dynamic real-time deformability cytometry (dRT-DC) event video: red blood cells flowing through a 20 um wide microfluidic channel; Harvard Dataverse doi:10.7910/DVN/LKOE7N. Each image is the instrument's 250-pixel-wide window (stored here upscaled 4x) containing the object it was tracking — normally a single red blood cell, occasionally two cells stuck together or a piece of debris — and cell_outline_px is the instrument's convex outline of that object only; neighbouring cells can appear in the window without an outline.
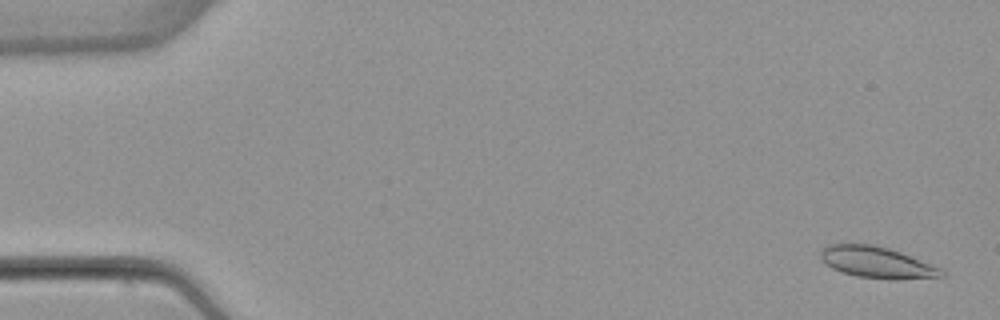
{"species": "common noctule bat (a hibernating species)", "species_latin": "Nyctalus noctula", "temperature_condition": "warm", "stored_images_in_passage": 53, "camera_frame_rate_fps": 3000, "um_per_image_px": 0.085, "animal": {"sex": "female", "body_mass_g": 22.7, "forearm_length_mm": 54.2}, "frame": {"image": 1, "passage_image": 2, "time_ms": 0.333, "image_size_px": [1000, 320], "cell_outline_px": [[948, 276], [896, 280], [892, 280], [856, 276], [832, 268], [820, 260], [820, 252], [828, 244], [872, 244], [888, 248], [900, 252], [940, 268], [948, 272]], "centroid_in_image_um": [74.56, 22.32], "position_along_channel_um": 10.4, "area_um2": 22.14}}
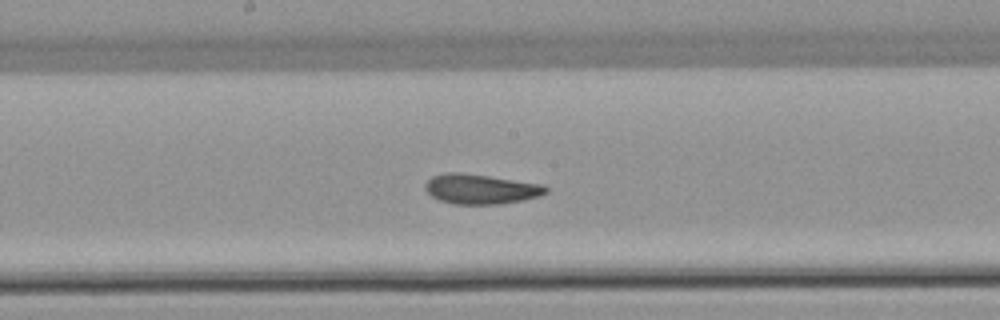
{"frame": {"image": 2, "passage_image": 28, "time_ms": 9.0, "image_size_px": [1000, 320], "cell_outline_px": [[548, 192], [540, 196], [520, 200], [496, 204], [456, 204], [440, 200], [432, 196], [424, 188], [424, 184], [432, 176], [444, 172], [460, 172], [544, 184], [548, 188]], "centroid_in_image_um": [40.85, 16.05], "position_along_channel_um": 207.3, "area_um2": 20.92}}
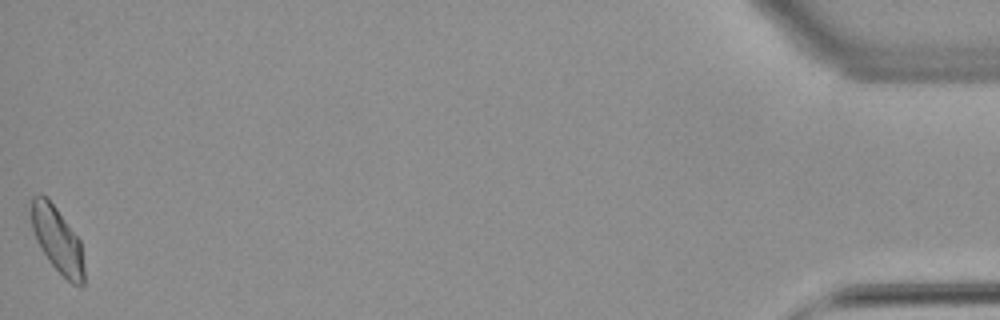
{"frame": {"image": 3, "passage_image": 53, "time_ms": 17.333, "image_size_px": [1000, 320], "cell_outline_px": [[84, 284], [72, 284], [48, 260], [40, 248], [36, 240], [32, 228], [28, 212], [28, 204], [32, 196], [40, 192], [48, 196], [80, 240], [84, 268]], "centroid_in_image_um": [4.8, 20.26], "position_along_channel_um": 430.4, "area_um2": 20.69}, "authors_computed_cell_mechanics": {"area_um2": 20.9236, "velocity_mm_per_s": 3.8547, "shape_relaxation_time_tau1_ms": null, "shape_relaxation_time_tau2_ms": 3.1483, "deformation_change_tau1": null, "deformation_change_tau2": 0.0811}}